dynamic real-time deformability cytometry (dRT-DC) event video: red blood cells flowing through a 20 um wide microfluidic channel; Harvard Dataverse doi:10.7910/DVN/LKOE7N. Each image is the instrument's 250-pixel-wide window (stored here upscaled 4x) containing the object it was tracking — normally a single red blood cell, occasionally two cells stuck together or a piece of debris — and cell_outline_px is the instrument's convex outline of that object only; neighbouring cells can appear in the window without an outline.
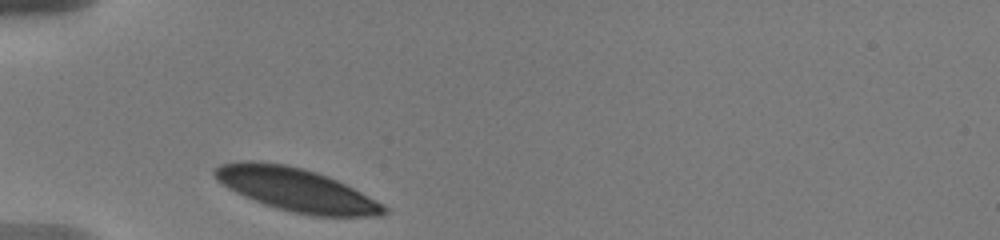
{"species": "human", "species_latin": "Homo sapiens", "temperature_condition": "warm", "stored_images_in_passage": 2, "camera_frame_rate_fps": 3000, "um_per_image_px": 0.085, "donor": {"sex": "male"}, "frame": {"image": 1, "passage_image": 1, "time_ms": 0.0, "image_size_px": [1000, 240], "cell_outline_px": [[388, 212], [380, 216], [312, 216], [292, 212], [276, 208], [264, 204], [244, 196], [228, 188], [216, 180], [212, 176], [212, 168], [220, 164], [240, 160], [260, 160], [284, 164], [304, 168], [328, 176], [352, 188], [388, 208]], "centroid_in_image_um": [25.08, 16.1], "position_along_channel_um": 59.9, "area_um2": 42.66}}